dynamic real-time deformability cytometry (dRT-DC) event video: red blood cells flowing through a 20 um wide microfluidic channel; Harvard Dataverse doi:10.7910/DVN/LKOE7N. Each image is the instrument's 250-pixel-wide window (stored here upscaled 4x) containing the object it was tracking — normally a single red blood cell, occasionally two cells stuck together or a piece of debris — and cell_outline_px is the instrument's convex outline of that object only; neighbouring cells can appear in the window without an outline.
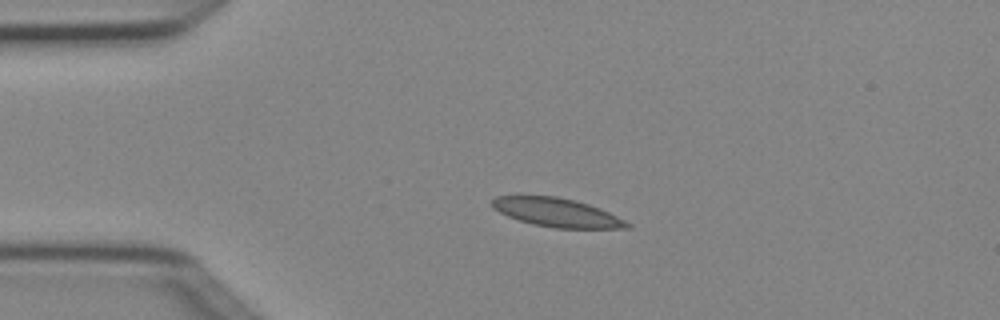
{"species": "Egyptian fruit bat (a non-hibernating species)", "species_latin": "Rousettus aegyptiacus", "temperature_condition": "cold", "stored_images_in_passage": 3, "camera_frame_rate_fps": 3000, "um_per_image_px": 0.085, "animal": {"sex": "female"}, "frame": {"image": 1, "passage_image": 2, "time_ms": 0.333, "image_size_px": [1000, 320], "cell_outline_px": [[632, 228], [556, 228], [532, 224], [508, 216], [492, 208], [492, 200], [496, 196], [520, 192], [556, 196], [588, 204], [600, 208], [632, 224]], "centroid_in_image_um": [47.23, 18.01], "position_along_channel_um": 37.8, "area_um2": 23.18}}